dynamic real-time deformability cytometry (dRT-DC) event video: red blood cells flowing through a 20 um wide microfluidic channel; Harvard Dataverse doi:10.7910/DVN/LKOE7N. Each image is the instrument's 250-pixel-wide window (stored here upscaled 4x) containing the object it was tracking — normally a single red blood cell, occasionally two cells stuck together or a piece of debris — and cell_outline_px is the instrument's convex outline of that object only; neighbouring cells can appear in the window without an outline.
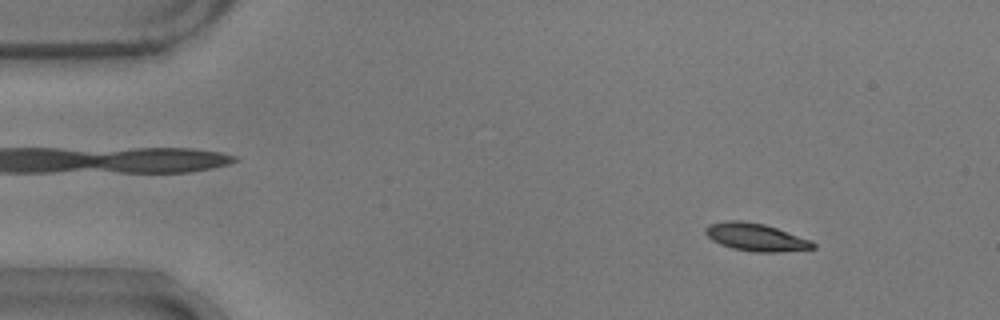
{"species": "common noctule bat (a hibernating species)", "species_latin": "Nyctalus noctula", "temperature_condition": "warm", "stored_images_in_passage": 54, "camera_frame_rate_fps": 3000, "um_per_image_px": 0.085, "animal": {"sex": "male", "body_mass_g": 17.9}, "frame": {"image": 1, "passage_image": 6, "time_ms": 1.667, "image_size_px": [1000, 320], "cell_outline_px": [[816, 248], [776, 252], [752, 252], [732, 248], [720, 244], [712, 240], [704, 232], [704, 228], [708, 224], [728, 220], [740, 220], [764, 224], [812, 240], [816, 244]], "centroid_in_image_um": [64.23, 20.16], "position_along_channel_um": 20.8, "area_um2": 17.4}}
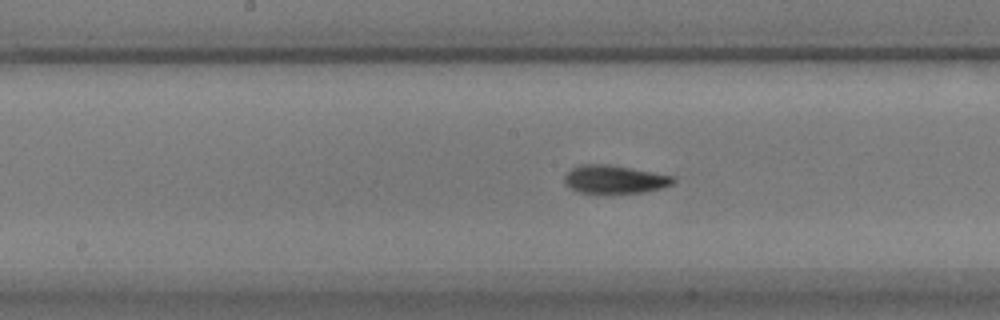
{"frame": {"image": 2, "passage_image": 27, "time_ms": 8.667, "image_size_px": [1000, 320], "cell_outline_px": [[676, 180], [672, 184], [664, 188], [640, 192], [576, 192], [564, 184], [564, 176], [572, 168], [580, 164], [608, 164], [676, 176]], "centroid_in_image_um": [52.24, 15.23], "position_along_channel_um": 196.0, "area_um2": 17.8}}
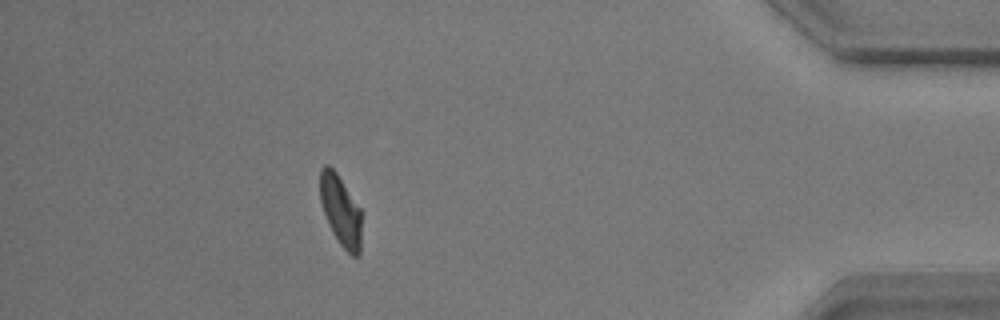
{"frame": {"image": 3, "passage_image": 48, "time_ms": 15.667, "image_size_px": [1000, 320], "cell_outline_px": [[360, 252], [356, 256], [352, 256], [340, 244], [332, 232], [328, 224], [320, 200], [320, 168], [324, 164], [328, 164], [336, 172], [360, 208]], "centroid_in_image_um": [28.93, 17.87], "position_along_channel_um": 406.3, "area_um2": 16.82}, "authors_computed_cell_mechanics": {"area_um2": 17.7446, "velocity_mm_per_s": 3.703, "shape_relaxation_time_tau1_ms": 4.5054, "shape_relaxation_time_tau2_ms": 1.5566, "deformation_change_tau1": 0.1482, "deformation_change_tau2": 0.0759}}